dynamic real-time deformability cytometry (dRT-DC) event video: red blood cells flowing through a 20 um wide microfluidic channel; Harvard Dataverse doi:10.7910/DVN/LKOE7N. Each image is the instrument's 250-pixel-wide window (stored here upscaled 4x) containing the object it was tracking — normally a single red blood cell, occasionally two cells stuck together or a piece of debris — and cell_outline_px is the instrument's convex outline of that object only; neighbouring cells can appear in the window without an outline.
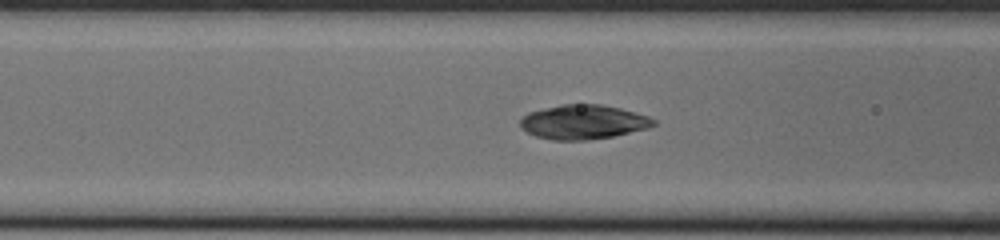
{"species": "common noctule bat (a hibernating species)", "species_latin": "Nyctalus noctula", "temperature_condition": "cold", "stored_images_in_passage": 14, "camera_frame_rate_fps": 3000, "um_per_image_px": 0.085, "animal": {"sex": "male", "body_mass_g": 20.0, "forearm_length_mm": 53.3}, "frame": {"image": 1, "passage_image": 5, "time_ms": 1.333, "image_size_px": [1000, 240], "cell_outline_px": [[656, 124], [648, 128], [612, 136], [588, 140], [552, 140], [536, 136], [520, 128], [520, 120], [528, 112], [544, 108], [564, 104], [600, 104], [620, 108], [648, 116], [656, 120]], "centroid_in_image_um": [49.57, 10.37], "position_along_channel_um": 117.0, "area_um2": 26.59}}
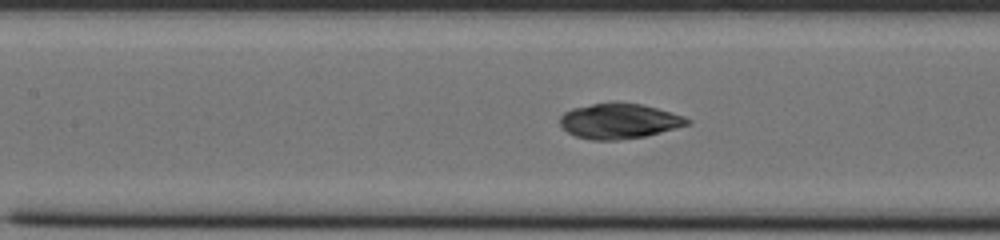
{"frame": {"image": 2, "passage_image": 8, "time_ms": 2.333, "image_size_px": [1000, 240], "cell_outline_px": [[692, 120], [688, 124], [676, 128], [644, 136], [620, 140], [592, 140], [576, 136], [568, 132], [560, 124], [560, 116], [564, 112], [572, 108], [592, 104], [644, 104], [684, 116]], "centroid_in_image_um": [52.63, 10.31], "position_along_channel_um": 154.8, "area_um2": 25.66}}
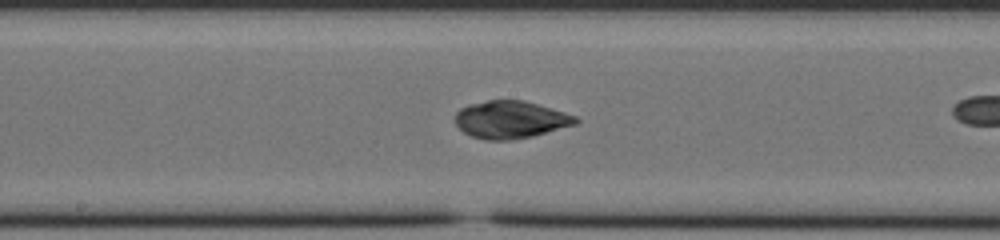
{"frame": {"image": 3, "passage_image": 12, "time_ms": 3.667, "image_size_px": [1000, 240], "cell_outline_px": [[580, 120], [576, 124], [532, 136], [512, 140], [484, 140], [472, 136], [464, 132], [456, 124], [456, 112], [460, 108], [468, 104], [488, 100], [524, 100], [552, 108], [576, 116]], "centroid_in_image_um": [43.39, 10.16], "position_along_channel_um": 204.8, "area_um2": 26.3}}